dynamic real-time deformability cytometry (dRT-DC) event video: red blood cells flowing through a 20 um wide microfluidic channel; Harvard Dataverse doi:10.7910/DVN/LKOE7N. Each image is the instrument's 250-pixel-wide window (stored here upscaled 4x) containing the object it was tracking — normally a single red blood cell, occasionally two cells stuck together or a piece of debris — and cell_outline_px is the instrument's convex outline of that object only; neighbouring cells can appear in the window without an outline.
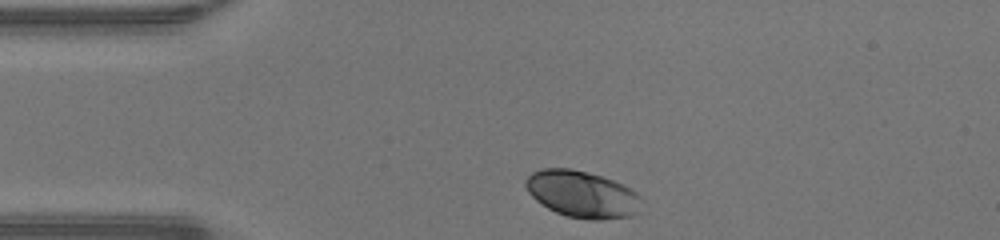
{"species": "human", "species_latin": "Homo sapiens", "temperature_condition": "warm", "stored_images_in_passage": 30, "camera_frame_rate_fps": 3000, "um_per_image_px": 0.085, "donor": {"sex": "male"}, "frame": {"image": 1, "passage_image": 1, "time_ms": 0.0, "image_size_px": [1000, 240], "cell_outline_px": [[640, 196], [636, 212], [632, 216], [604, 220], [588, 220], [568, 216], [556, 212], [548, 208], [536, 200], [528, 192], [524, 184], [524, 180], [532, 172], [544, 168], [568, 168], [600, 176], [612, 180], [632, 188]], "centroid_in_image_um": [49.45, 16.51], "position_along_channel_um": 35.6, "area_um2": 31.33}}
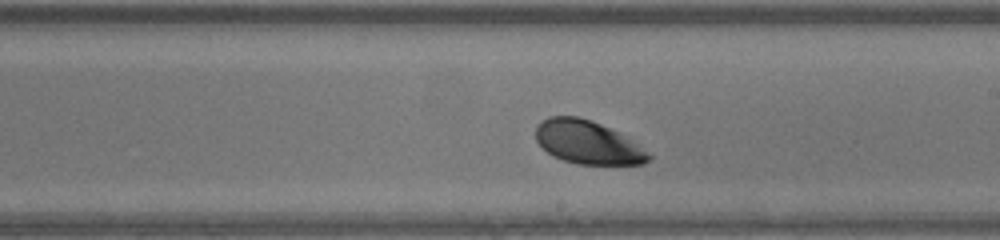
{"frame": {"image": 2, "passage_image": 18, "time_ms": 5.667, "image_size_px": [1000, 240], "cell_outline_px": [[652, 156], [644, 164], [576, 164], [552, 156], [536, 140], [536, 124], [548, 116], [580, 116], [600, 124], [632, 140], [648, 152]], "centroid_in_image_um": [49.92, 12.09], "position_along_channel_um": 239.1, "area_um2": 28.26}}
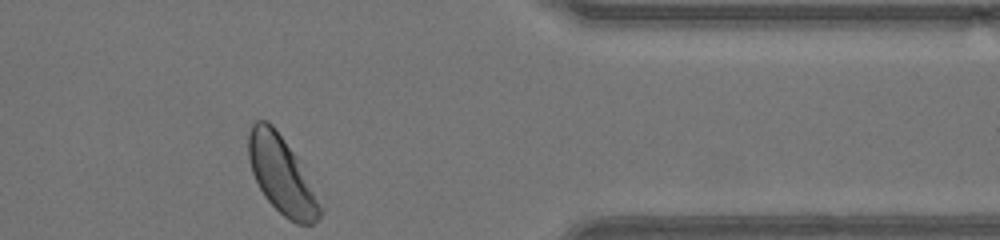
{"frame": {"image": 3, "passage_image": 30, "time_ms": 9.667, "image_size_px": [1000, 240], "cell_outline_px": [[324, 212], [312, 224], [296, 224], [288, 220], [264, 196], [252, 172], [248, 156], [248, 132], [252, 124], [256, 120], [268, 120], [276, 128], [300, 160], [324, 208]], "centroid_in_image_um": [23.97, 14.86], "position_along_channel_um": 387.4, "area_um2": 32.71}, "authors_computed_cell_mechanics": {"area_um2": 30.634, "velocity_mm_per_s": 4.2524, "shape_relaxation_time_tau1_ms": 1.3878, "shape_relaxation_time_tau2_ms": null, "deformation_change_tau1": 0.0858, "deformation_change_tau2": null}}